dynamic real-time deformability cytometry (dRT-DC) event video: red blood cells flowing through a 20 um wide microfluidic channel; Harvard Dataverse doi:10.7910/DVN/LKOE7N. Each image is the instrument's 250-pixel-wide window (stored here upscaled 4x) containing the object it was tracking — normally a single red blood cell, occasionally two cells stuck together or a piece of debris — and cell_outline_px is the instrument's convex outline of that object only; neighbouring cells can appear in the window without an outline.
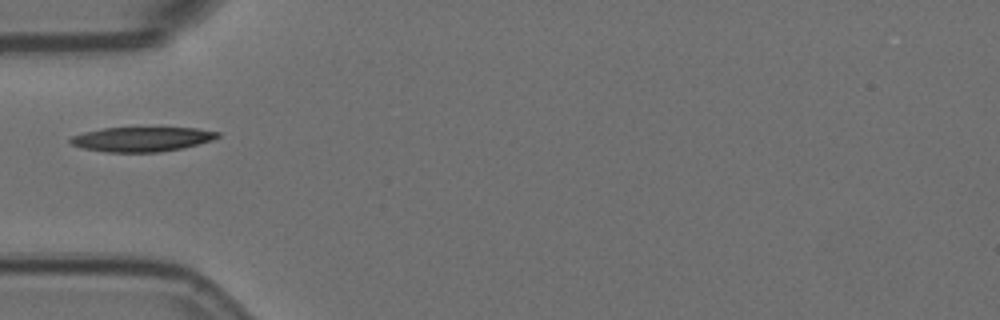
{"species": "Egyptian fruit bat (a non-hibernating species)", "species_latin": "Rousettus aegyptiacus", "temperature_condition": "room temperature", "stored_images_in_passage": 11, "camera_frame_rate_fps": 3000, "um_per_image_px": 0.085, "animal": {"sex": "female"}, "frame": {"image": 1, "passage_image": 1, "time_ms": 0.0, "image_size_px": [1000, 320], "cell_outline_px": [[220, 136], [212, 140], [184, 148], [160, 152], [108, 152], [84, 148], [72, 144], [68, 140], [72, 136], [84, 132], [104, 128], [196, 128], [220, 132]], "centroid_in_image_um": [12.08, 11.83], "position_along_channel_um": 72.9, "area_um2": 20.98}}
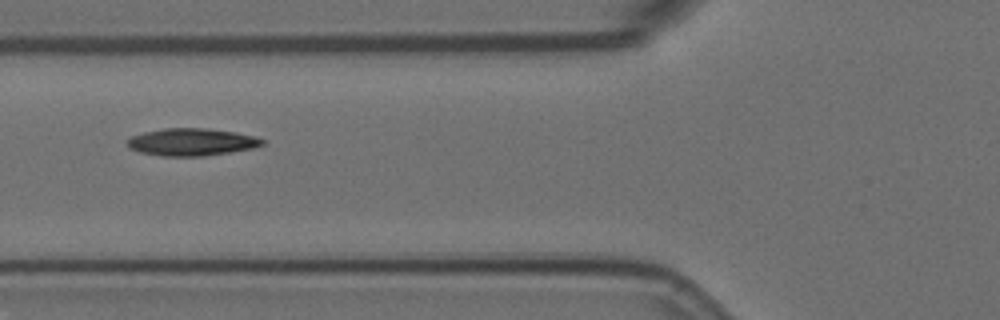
{"frame": {"image": 2, "passage_image": 4, "time_ms": 1.0, "image_size_px": [1000, 320], "cell_outline_px": [[264, 144], [252, 148], [204, 156], [160, 156], [140, 152], [132, 148], [128, 144], [128, 140], [132, 136], [144, 132], [164, 128], [208, 128], [236, 132], [252, 136], [264, 140]], "centroid_in_image_um": [16.29, 12.07], "position_along_channel_um": 109.5, "area_um2": 21.27}}
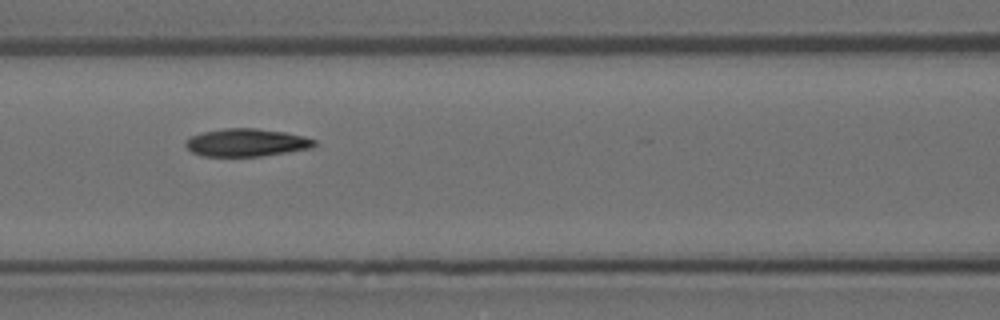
{"frame": {"image": 3, "passage_image": 7, "time_ms": 2.0, "image_size_px": [1000, 320], "cell_outline_px": [[316, 144], [312, 148], [260, 156], [200, 156], [192, 152], [184, 144], [192, 136], [204, 132], [224, 128], [256, 128], [284, 132], [304, 136], [316, 140]], "centroid_in_image_um": [20.96, 12.12], "position_along_channel_um": 145.6, "area_um2": 20.69}}